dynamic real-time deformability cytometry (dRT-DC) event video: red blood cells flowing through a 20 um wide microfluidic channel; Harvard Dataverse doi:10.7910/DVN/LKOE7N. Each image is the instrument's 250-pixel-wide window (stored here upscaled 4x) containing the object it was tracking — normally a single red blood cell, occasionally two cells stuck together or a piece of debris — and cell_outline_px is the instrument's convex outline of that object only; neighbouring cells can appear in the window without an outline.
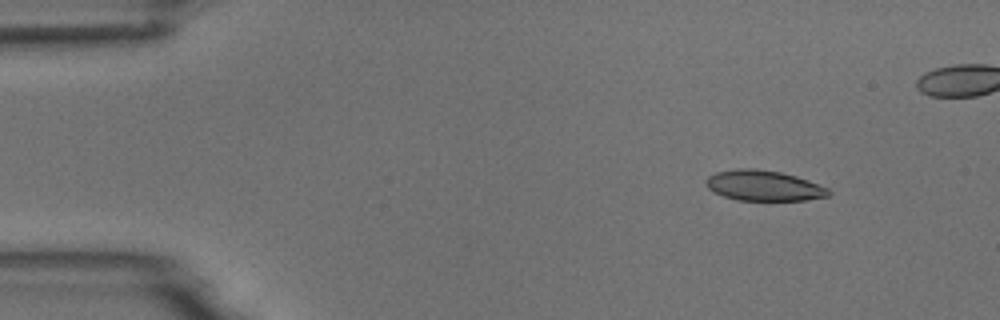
{"species": "common noctule bat (a hibernating species)", "species_latin": "Nyctalus noctula", "temperature_condition": "room temperature", "stored_images_in_passage": 9, "camera_frame_rate_fps": 3000, "um_per_image_px": 0.085, "animal": {"sex": "male", "body_mass_g": 18.8}, "frame": {"image": 1, "passage_image": 2, "time_ms": 1.333, "image_size_px": [1000, 320], "cell_outline_px": [[832, 192], [828, 196], [804, 200], [736, 200], [724, 196], [708, 188], [704, 184], [704, 180], [708, 176], [716, 172], [736, 168], [756, 168], [780, 172], [796, 176], [828, 188]], "centroid_in_image_um": [64.88, 15.77], "position_along_channel_um": 20.1, "area_um2": 21.73}}
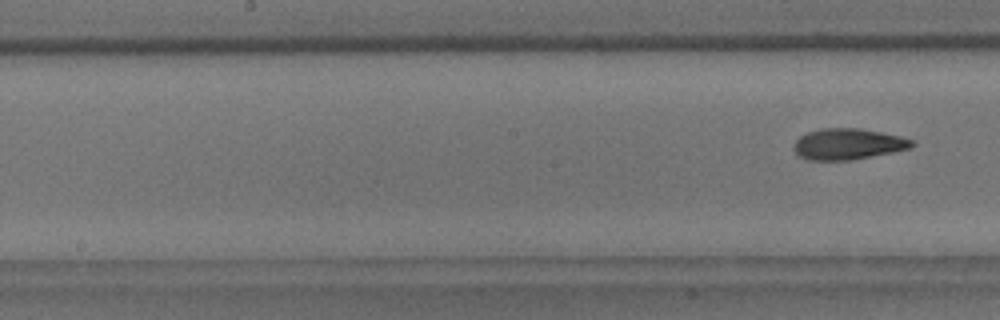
{"frame": {"image": 2, "passage_image": 9, "time_ms": 10.333, "image_size_px": [1000, 320], "cell_outline_px": [[916, 144], [912, 148], [892, 152], [848, 160], [808, 160], [800, 156], [792, 148], [792, 144], [800, 136], [808, 132], [820, 128], [860, 128], [900, 136], [912, 140]], "centroid_in_image_um": [72.06, 12.24], "position_along_channel_um": 176.1, "area_um2": 21.33}}